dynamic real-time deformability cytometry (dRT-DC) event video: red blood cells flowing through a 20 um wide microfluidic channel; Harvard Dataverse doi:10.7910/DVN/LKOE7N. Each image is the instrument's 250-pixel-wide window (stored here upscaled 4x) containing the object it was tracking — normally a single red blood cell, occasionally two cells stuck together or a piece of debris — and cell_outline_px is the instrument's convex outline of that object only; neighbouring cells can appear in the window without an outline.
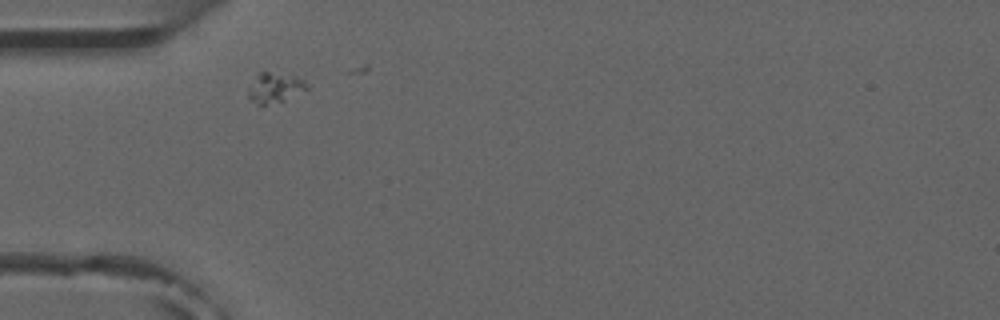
{"species": "common noctule bat (a hibernating species)", "species_latin": "Nyctalus noctula", "temperature_condition": "room temperature", "stored_images_in_passage": 2, "camera_frame_rate_fps": 3000, "um_per_image_px": 0.085, "animal": {"sex": "male", "forearm_length_mm": 52.5}, "frame": {"image": 1, "passage_image": 1, "time_ms": 0.0, "image_size_px": [1000, 320], "cell_outline_px": [[308, 88], [284, 100], [260, 108], [248, 100], [248, 88], [256, 76], [260, 72], [268, 72], [296, 76], [304, 80]], "centroid_in_image_um": [23.29, 7.51], "position_along_channel_um": 61.7, "area_um2": 10.4}}